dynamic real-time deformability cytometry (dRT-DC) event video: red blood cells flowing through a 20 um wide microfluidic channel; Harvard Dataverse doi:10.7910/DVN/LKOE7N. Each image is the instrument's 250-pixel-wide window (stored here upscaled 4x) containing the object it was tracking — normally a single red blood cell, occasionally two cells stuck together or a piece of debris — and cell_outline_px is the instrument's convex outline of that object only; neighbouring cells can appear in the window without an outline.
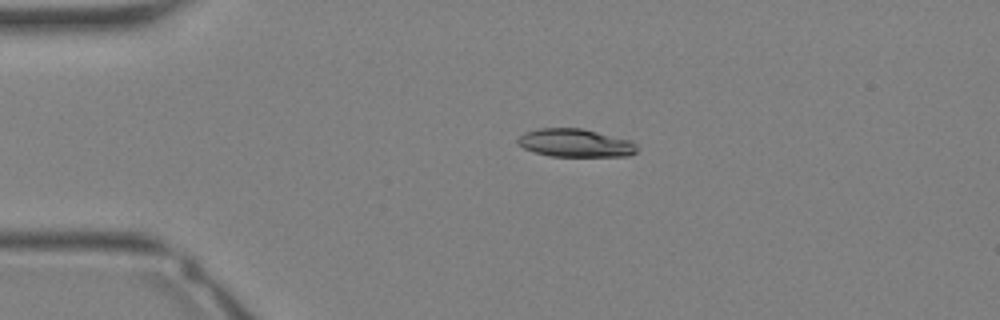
{"species": "Egyptian fruit bat (a non-hibernating species)", "species_latin": "Rousettus aegyptiacus", "temperature_condition": "warm", "stored_images_in_passage": 23, "camera_frame_rate_fps": 3000, "um_per_image_px": 0.085, "animal": {"sex": "female"}, "frame": {"image": 1, "passage_image": 1, "time_ms": 0.0, "image_size_px": [1000, 320], "cell_outline_px": [[636, 152], [628, 156], [548, 156], [524, 148], [516, 144], [516, 140], [524, 132], [540, 128], [580, 128], [632, 140], [636, 144]], "centroid_in_image_um": [48.88, 12.15], "position_along_channel_um": 36.1, "area_um2": 19.54}}
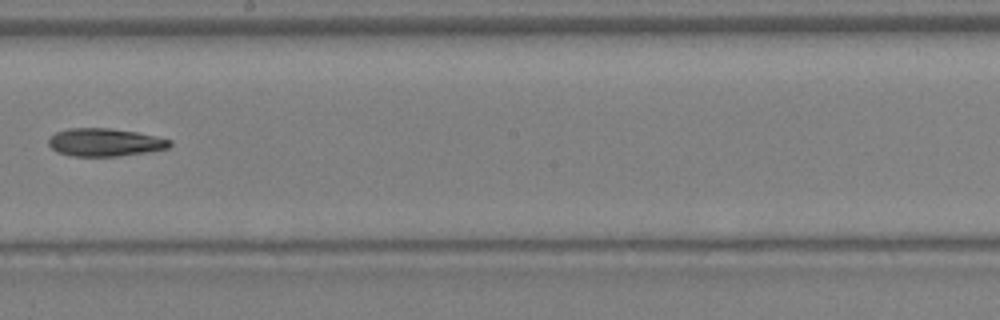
{"frame": {"image": 2, "passage_image": 13, "time_ms": 4.0, "image_size_px": [1000, 320], "cell_outline_px": [[172, 144], [168, 148], [148, 152], [120, 156], [72, 156], [56, 152], [48, 144], [48, 140], [56, 132], [68, 128], [108, 128], [136, 132], [172, 140]], "centroid_in_image_um": [8.91, 12.1], "position_along_channel_um": 239.3, "area_um2": 19.71}}
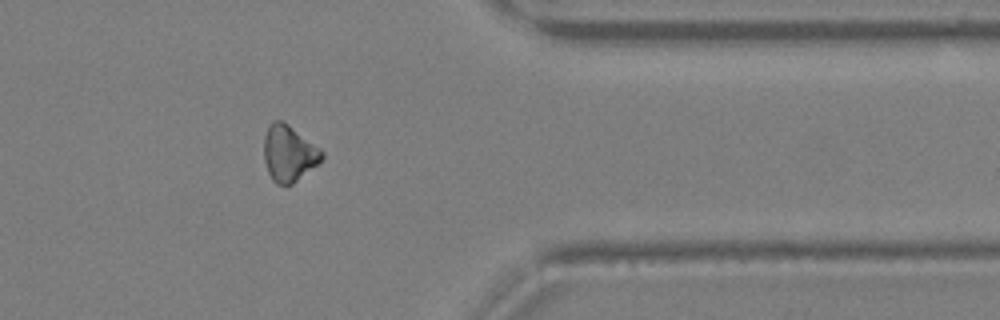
{"frame": {"image": 3, "passage_image": 21, "time_ms": 6.667, "image_size_px": [1000, 320], "cell_outline_px": [[324, 156], [316, 164], [292, 184], [276, 184], [272, 180], [268, 172], [264, 160], [264, 136], [268, 124], [272, 120], [280, 120], [288, 124], [320, 148], [324, 152]], "centroid_in_image_um": [24.52, 13.01], "position_along_channel_um": 386.9, "area_um2": 18.79}}